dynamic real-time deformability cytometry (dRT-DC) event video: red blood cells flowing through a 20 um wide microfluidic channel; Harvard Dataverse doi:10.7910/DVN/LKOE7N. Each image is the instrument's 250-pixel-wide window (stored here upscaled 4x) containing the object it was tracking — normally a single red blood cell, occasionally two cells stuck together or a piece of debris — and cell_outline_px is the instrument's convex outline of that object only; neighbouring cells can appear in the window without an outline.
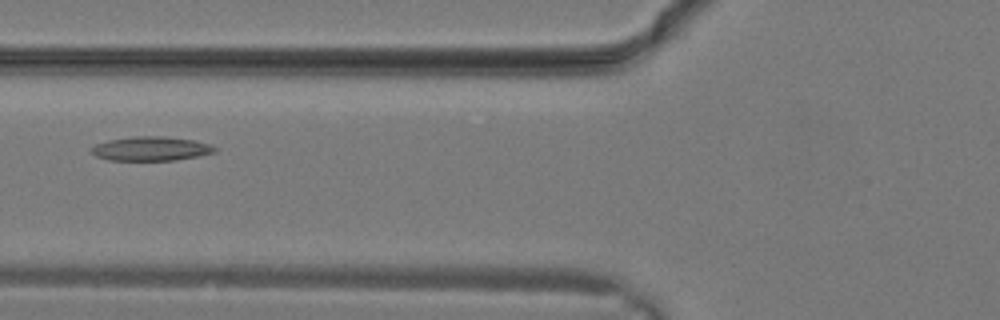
{"species": "common noctule bat (a hibernating species)", "species_latin": "Nyctalus noctula", "temperature_condition": "warm", "stored_images_in_passage": 11, "camera_frame_rate_fps": 3000, "um_per_image_px": 0.085, "animal": {"sex": "male", "body_mass_g": 19.2, "forearm_length_mm": 51.8}, "frame": {"image": 1, "passage_image": 8, "time_ms": 2.333, "image_size_px": [1000, 320], "cell_outline_px": [[216, 152], [176, 160], [108, 160], [96, 156], [88, 148], [96, 144], [108, 140], [132, 136], [160, 136], [192, 140], [208, 144], [216, 148]], "centroid_in_image_um": [12.77, 12.64], "position_along_channel_um": 113.0, "area_um2": 17.22}}
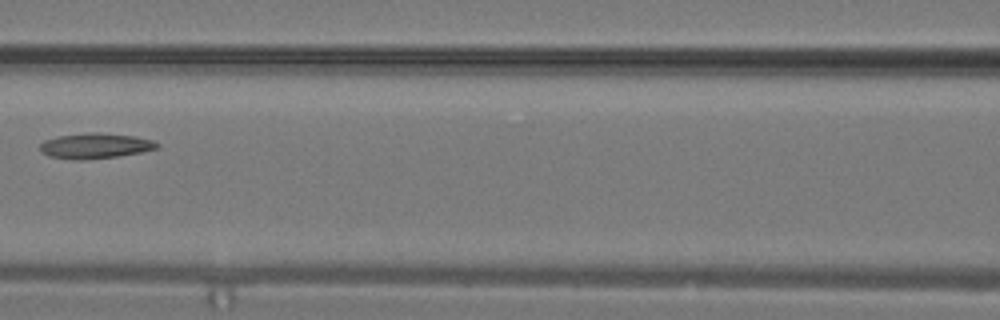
{"frame": {"image": 2, "passage_image": 10, "time_ms": 3.0, "image_size_px": [1000, 320], "cell_outline_px": [[160, 148], [120, 156], [84, 160], [72, 160], [48, 156], [40, 152], [40, 144], [44, 140], [56, 136], [88, 132], [96, 132], [136, 136], [152, 140], [160, 144]], "centroid_in_image_um": [8.08, 12.4], "position_along_channel_um": 158.5, "area_um2": 17.63}}